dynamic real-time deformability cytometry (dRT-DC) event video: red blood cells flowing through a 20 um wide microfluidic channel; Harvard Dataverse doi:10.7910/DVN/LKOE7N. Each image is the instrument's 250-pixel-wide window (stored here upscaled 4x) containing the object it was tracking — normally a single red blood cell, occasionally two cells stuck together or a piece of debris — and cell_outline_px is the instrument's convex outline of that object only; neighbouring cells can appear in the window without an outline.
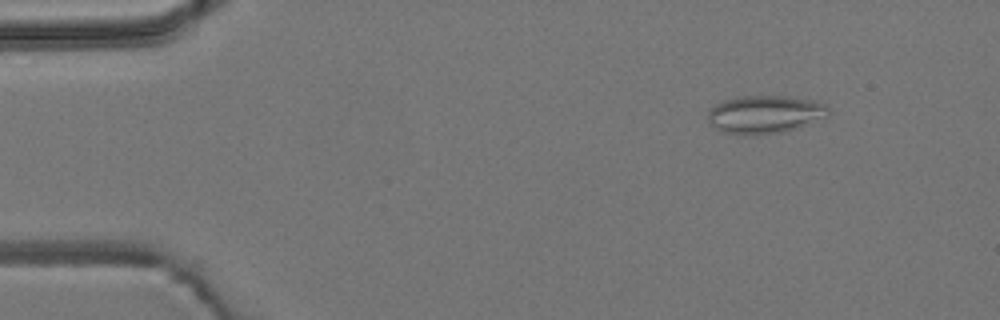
{"species": "common noctule bat (a hibernating species)", "species_latin": "Nyctalus noctula", "temperature_condition": "room temperature", "stored_images_in_passage": 28, "camera_frame_rate_fps": 3000, "um_per_image_px": 0.085, "animal": {"sex": "male", "body_mass_g": 19.2, "forearm_length_mm": 51.8}, "frame": {"image": 1, "passage_image": 6, "time_ms": 1.667, "image_size_px": [1000, 320], "cell_outline_px": [[832, 112], [828, 116], [796, 128], [780, 132], [744, 136], [724, 132], [716, 128], [708, 120], [708, 112], [716, 104], [724, 100], [740, 96], [788, 96], [816, 100], [828, 104]], "centroid_in_image_um": [65.07, 9.71], "position_along_channel_um": 19.9, "area_um2": 26.88}}
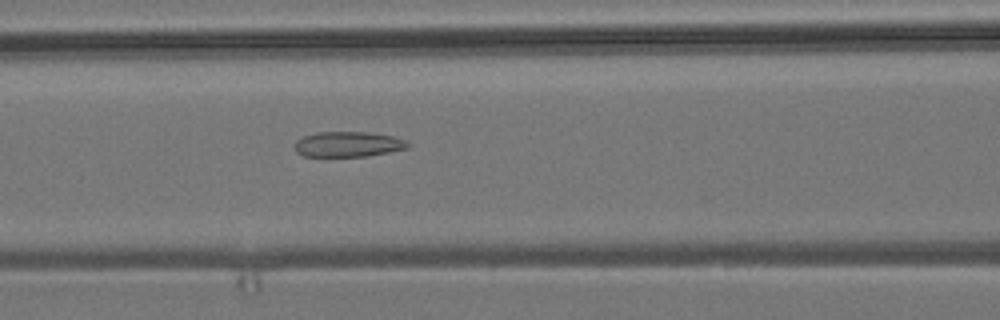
{"frame": {"image": 2, "passage_image": 22, "time_ms": 7.0, "image_size_px": [1000, 320], "cell_outline_px": [[412, 144], [408, 148], [368, 156], [304, 156], [296, 152], [296, 140], [304, 136], [316, 132], [364, 132], [392, 136], [408, 140]], "centroid_in_image_um": [29.63, 12.26], "position_along_channel_um": 137.0, "area_um2": 16.65}}
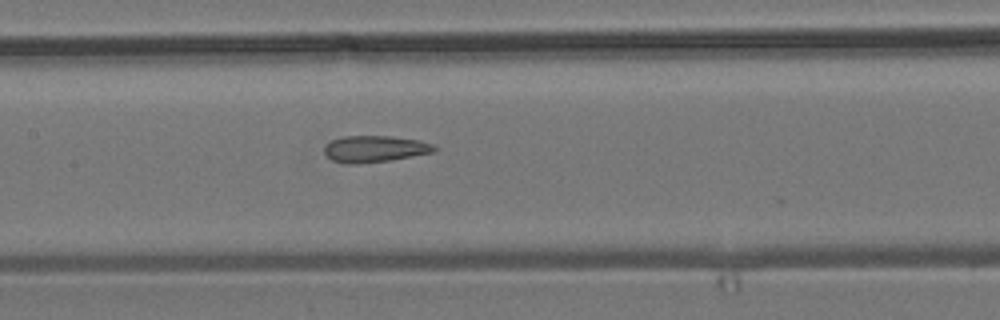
{"frame": {"image": 3, "passage_image": 25, "time_ms": 8.0, "image_size_px": [1000, 320], "cell_outline_px": [[436, 152], [392, 160], [356, 164], [348, 164], [332, 160], [324, 156], [324, 144], [332, 140], [344, 136], [392, 136], [416, 140], [432, 144], [436, 148]], "centroid_in_image_um": [31.81, 12.66], "position_along_channel_um": 175.6, "area_um2": 17.17}}